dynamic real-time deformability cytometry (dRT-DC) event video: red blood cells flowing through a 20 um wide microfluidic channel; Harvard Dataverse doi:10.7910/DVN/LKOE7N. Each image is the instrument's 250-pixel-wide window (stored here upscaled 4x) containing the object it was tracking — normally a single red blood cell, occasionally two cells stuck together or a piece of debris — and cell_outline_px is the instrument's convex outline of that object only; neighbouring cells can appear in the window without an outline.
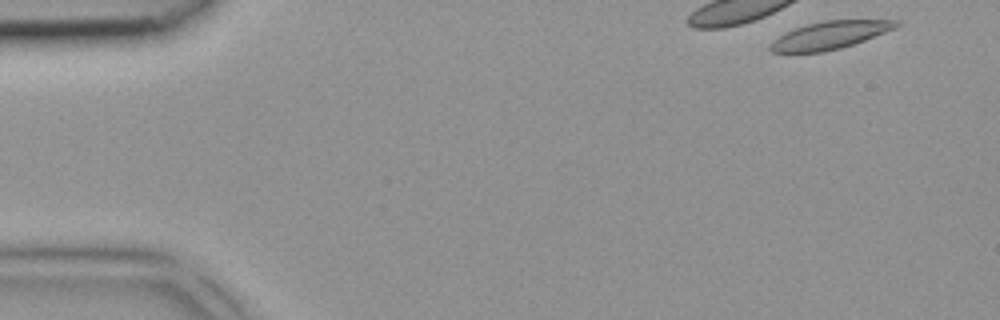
{"species": "common noctule bat (a hibernating species)", "species_latin": "Nyctalus noctula", "temperature_condition": "room temperature", "stored_images_in_passage": 4, "camera_frame_rate_fps": 3000, "um_per_image_px": 0.085, "animal": {"sex": "female", "body_mass_g": 18.4}, "frame": {"image": 1, "passage_image": 4, "time_ms": 1.0, "image_size_px": [1000, 320], "cell_outline_px": [[900, 24], [896, 28], [864, 40], [840, 48], [824, 52], [772, 52], [768, 48], [784, 32], [808, 24], [824, 20], [900, 20]], "centroid_in_image_um": [70.57, 2.98], "position_along_channel_um": 14.4, "area_um2": 20.0}}